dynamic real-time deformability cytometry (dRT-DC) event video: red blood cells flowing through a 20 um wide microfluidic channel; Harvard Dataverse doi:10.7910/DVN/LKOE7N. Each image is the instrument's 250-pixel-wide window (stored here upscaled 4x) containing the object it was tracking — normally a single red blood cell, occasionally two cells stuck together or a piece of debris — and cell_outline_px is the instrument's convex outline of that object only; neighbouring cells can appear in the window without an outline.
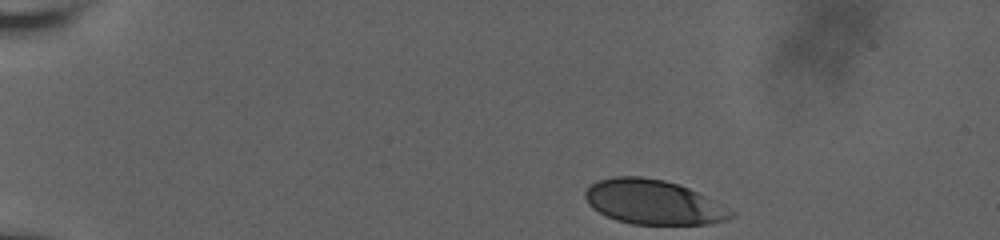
{"species": "human", "species_latin": "Homo sapiens", "temperature_condition": "room temperature", "stored_images_in_passage": 41, "camera_frame_rate_fps": 3000, "um_per_image_px": 0.085, "donor": {"sex": "male"}, "frame": {"image": 1, "passage_image": 1, "time_ms": 0.0, "image_size_px": [1000, 240], "cell_outline_px": [[736, 212], [732, 216], [724, 220], [708, 224], [632, 224], [616, 220], [592, 208], [588, 204], [584, 196], [584, 192], [596, 180], [612, 176], [640, 176], [664, 180], [680, 184]], "centroid_in_image_um": [55.48, 17.17], "position_along_channel_um": 29.5, "area_um2": 37.63}}
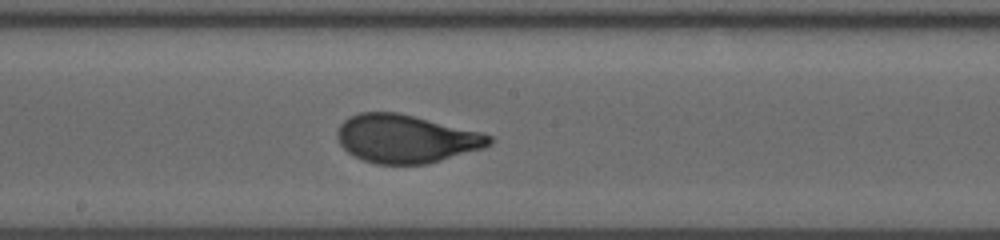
{"frame": {"image": 2, "passage_image": 24, "time_ms": 7.667, "image_size_px": [1000, 240], "cell_outline_px": [[492, 144], [484, 148], [428, 164], [376, 164], [364, 160], [348, 152], [340, 144], [336, 136], [336, 132], [340, 124], [344, 120], [360, 112], [400, 112], [480, 132], [492, 136]], "centroid_in_image_um": [34.51, 11.79], "position_along_channel_um": 213.7, "area_um2": 42.71}}
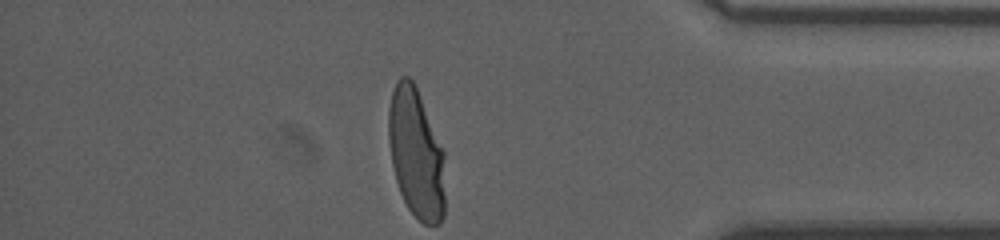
{"frame": {"image": 3, "passage_image": 41, "time_ms": 13.333, "image_size_px": [1000, 240], "cell_outline_px": [[444, 216], [440, 224], [424, 224], [408, 208], [400, 192], [396, 180], [392, 164], [388, 140], [388, 108], [392, 92], [396, 80], [400, 76], [408, 76], [416, 84], [444, 148]], "centroid_in_image_um": [35.37, 12.98], "position_along_channel_um": 399.8, "area_um2": 43.41}, "authors_computed_cell_mechanics": {"area_um2": 42.483, "velocity_mm_per_s": 3.6964, "shape_relaxation_time_tau1_ms": 4.877, "shape_relaxation_time_tau2_ms": null, "deformation_change_tau1": 0.2016, "deformation_change_tau2": null}}